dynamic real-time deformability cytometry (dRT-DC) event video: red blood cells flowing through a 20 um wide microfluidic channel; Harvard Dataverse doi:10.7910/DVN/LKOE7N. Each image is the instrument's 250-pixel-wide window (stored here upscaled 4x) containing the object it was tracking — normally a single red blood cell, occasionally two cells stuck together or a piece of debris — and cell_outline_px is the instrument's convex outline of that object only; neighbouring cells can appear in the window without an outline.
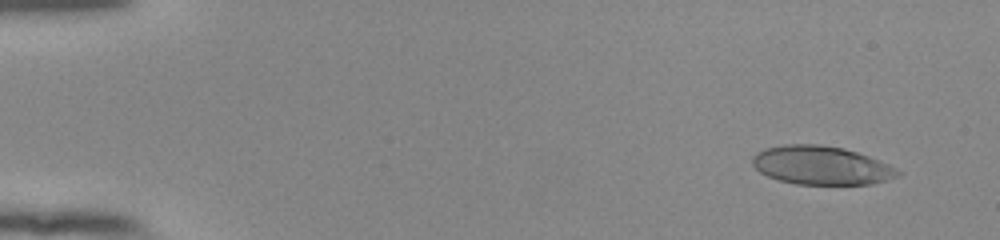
{"species": "human", "species_latin": "Homo sapiens", "temperature_condition": "room temperature", "stored_images_in_passage": 54, "camera_frame_rate_fps": 3000, "um_per_image_px": 0.085, "donor": {"sex": "female"}, "frame": {"image": 1, "passage_image": 4, "time_ms": 1.0, "image_size_px": [1000, 240], "cell_outline_px": [[904, 172], [900, 176], [888, 180], [872, 184], [796, 184], [780, 180], [768, 176], [760, 172], [752, 164], [752, 156], [756, 152], [764, 148], [784, 144], [820, 144], [844, 148], [868, 156], [888, 164]], "centroid_in_image_um": [69.82, 14.05], "position_along_channel_um": 15.2, "area_um2": 32.89}}
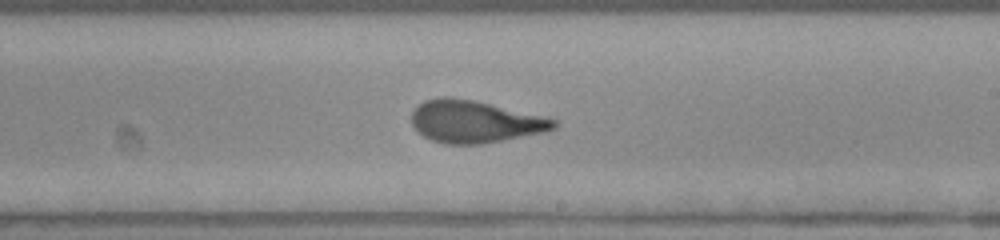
{"frame": {"image": 2, "passage_image": 33, "time_ms": 10.667, "image_size_px": [1000, 240], "cell_outline_px": [[556, 128], [544, 132], [504, 140], [480, 144], [444, 144], [432, 140], [424, 136], [412, 124], [412, 112], [416, 104], [424, 100], [440, 96], [452, 96], [472, 100], [540, 116], [556, 120]], "centroid_in_image_um": [40.29, 10.33], "position_along_channel_um": 248.7, "area_um2": 34.68}}
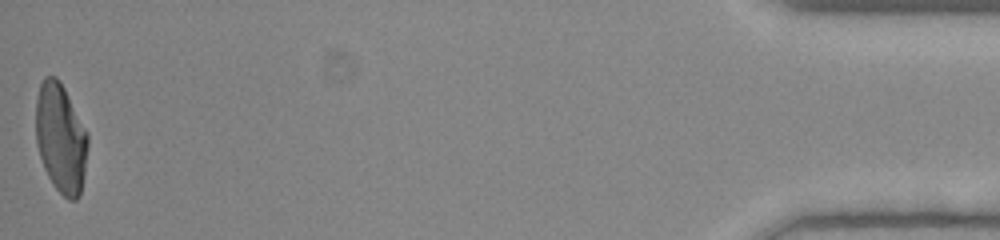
{"frame": {"image": 3, "passage_image": 54, "time_ms": 17.667, "image_size_px": [1000, 240], "cell_outline_px": [[88, 144], [84, 172], [80, 196], [76, 200], [68, 200], [52, 184], [44, 168], [36, 144], [36, 100], [40, 84], [44, 76], [56, 76], [60, 80], [88, 132]], "centroid_in_image_um": [5.16, 11.73], "position_along_channel_um": 430.0, "area_um2": 33.29}, "authors_computed_cell_mechanics": {"area_um2": 34.0731, "velocity_mm_per_s": 3.8546, "shape_relaxation_time_tau1_ms": 8.2863, "shape_relaxation_time_tau2_ms": 1.1612, "deformation_change_tau1": 0.2777, "deformation_change_tau2": 0.0967}}